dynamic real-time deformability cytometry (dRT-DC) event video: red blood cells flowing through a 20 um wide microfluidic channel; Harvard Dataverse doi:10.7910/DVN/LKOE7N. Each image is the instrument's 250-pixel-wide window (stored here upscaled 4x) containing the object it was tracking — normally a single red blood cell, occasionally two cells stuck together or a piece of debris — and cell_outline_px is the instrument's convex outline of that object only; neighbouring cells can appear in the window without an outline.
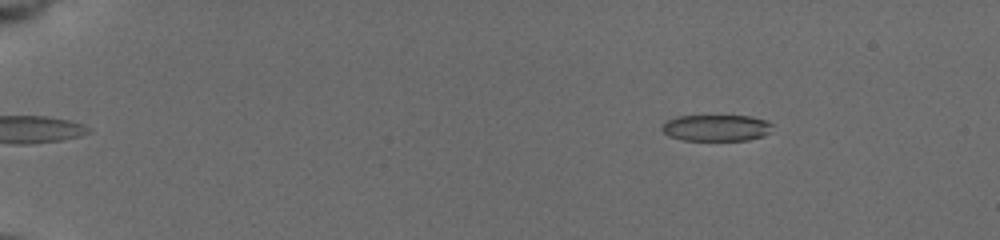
{"species": "common noctule bat (a hibernating species)", "species_latin": "Nyctalus noctula", "temperature_condition": "cold", "stored_images_in_passage": 57, "camera_frame_rate_fps": 3000, "um_per_image_px": 0.085, "animal": {"sex": "female", "body_mass_g": 19.5, "forearm_length_mm": 54.1}, "frame": {"image": 1, "passage_image": 9, "time_ms": 2.667, "image_size_px": [1000, 240], "cell_outline_px": [[772, 124], [768, 132], [764, 136], [748, 140], [684, 140], [668, 136], [660, 128], [668, 120], [676, 116], [752, 116], [768, 120]], "centroid_in_image_um": [60.89, 10.86], "position_along_channel_um": 24.1, "area_um2": 16.99}}
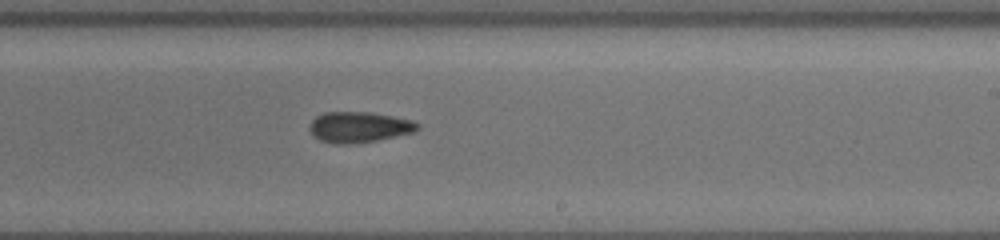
{"frame": {"image": 2, "passage_image": 37, "time_ms": 12.0, "image_size_px": [1000, 240], "cell_outline_px": [[420, 128], [412, 132], [376, 140], [348, 144], [336, 144], [320, 140], [308, 128], [312, 120], [316, 116], [324, 112], [368, 112], [392, 116], [412, 120], [420, 124]], "centroid_in_image_um": [30.51, 10.79], "position_along_channel_um": 258.5, "area_um2": 19.07}}
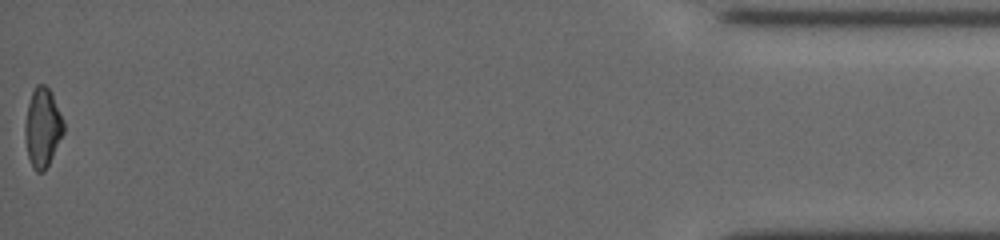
{"frame": {"image": 3, "passage_image": 57, "time_ms": 18.667, "image_size_px": [1000, 240], "cell_outline_px": [[64, 132], [44, 172], [36, 172], [32, 168], [28, 156], [24, 132], [24, 124], [28, 104], [32, 92], [36, 84], [44, 84], [52, 92], [64, 120]], "centroid_in_image_um": [3.61, 10.82], "position_along_channel_um": 431.6, "area_um2": 17.86}, "authors_computed_cell_mechanics": {"area_um2": 18.207, "velocity_mm_per_s": 3.7693, "shape_relaxation_time_tau1_ms": 3.9089, "shape_relaxation_time_tau2_ms": 3.7086, "deformation_change_tau1": 0.1326, "deformation_change_tau2": 0.1169}}